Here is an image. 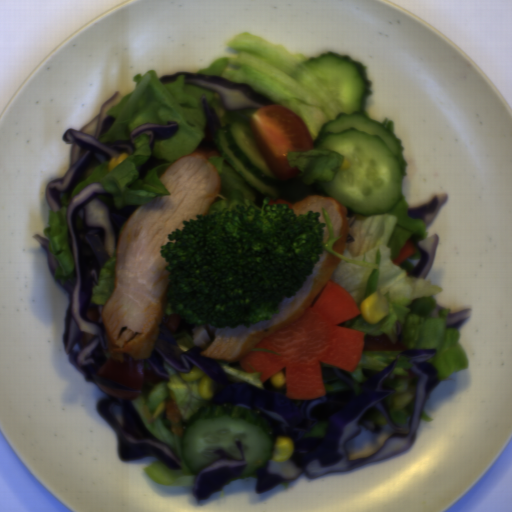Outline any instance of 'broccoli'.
Here are the masks:
<instances>
[{
    "label": "broccoli",
    "mask_w": 512,
    "mask_h": 512,
    "mask_svg": "<svg viewBox=\"0 0 512 512\" xmlns=\"http://www.w3.org/2000/svg\"><path fill=\"white\" fill-rule=\"evenodd\" d=\"M243 200L183 220L159 247L170 280L165 315L213 328H250L271 320L314 275L324 251L320 213L285 203Z\"/></svg>",
    "instance_id": "1"
}]
</instances>
